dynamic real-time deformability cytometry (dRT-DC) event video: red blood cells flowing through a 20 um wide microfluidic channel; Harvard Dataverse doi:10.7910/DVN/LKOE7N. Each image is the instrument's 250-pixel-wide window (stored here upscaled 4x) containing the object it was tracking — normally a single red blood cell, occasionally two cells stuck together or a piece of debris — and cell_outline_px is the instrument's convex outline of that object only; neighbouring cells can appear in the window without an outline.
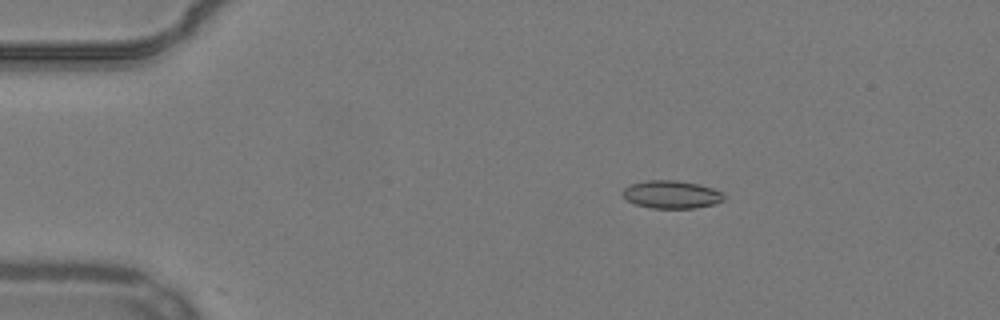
{"species": "common noctule bat (a hibernating species)", "species_latin": "Nyctalus noctula", "temperature_condition": "warm", "stored_images_in_passage": 54, "camera_frame_rate_fps": 3000, "um_per_image_px": 0.085, "animal": {"sex": "male", "body_mass_g": 19.2, "forearm_length_mm": 51.8}, "frame": {"image": 1, "passage_image": 10, "time_ms": 3.0, "image_size_px": [1000, 320], "cell_outline_px": [[724, 200], [712, 204], [696, 208], [652, 208], [636, 204], [628, 200], [620, 192], [628, 184], [648, 180], [676, 180], [696, 184], [712, 188], [724, 192]], "centroid_in_image_um": [57.06, 16.52], "position_along_channel_um": 27.9, "area_um2": 16.42}}
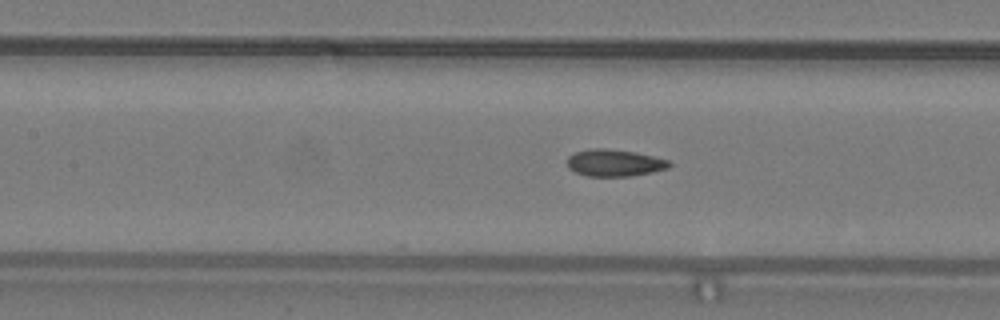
{"frame": {"image": 2, "passage_image": 25, "time_ms": 8.0, "image_size_px": [1000, 320], "cell_outline_px": [[672, 164], [668, 168], [652, 172], [628, 176], [588, 176], [576, 172], [568, 168], [568, 156], [576, 152], [588, 148], [604, 148], [636, 152], [668, 160]], "centroid_in_image_um": [52.22, 13.83], "position_along_channel_um": 155.2, "area_um2": 15.95}}
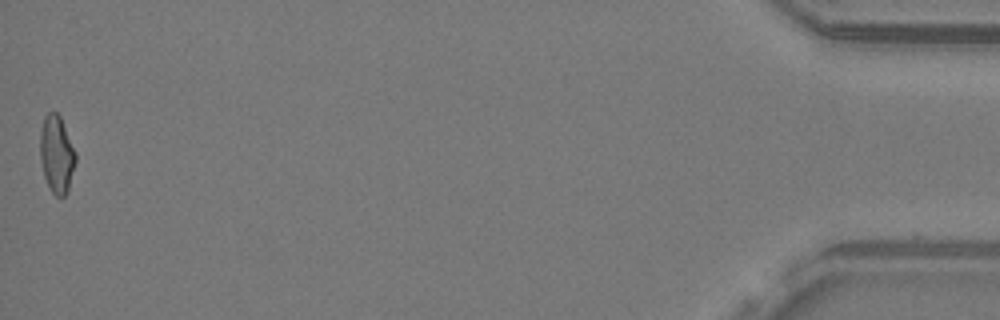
{"frame": {"image": 3, "passage_image": 54, "time_ms": 17.667, "image_size_px": [1000, 320], "cell_outline_px": [[76, 160], [68, 192], [64, 196], [56, 196], [52, 192], [44, 176], [40, 160], [40, 132], [44, 116], [48, 112], [56, 112], [60, 116], [76, 152]], "centroid_in_image_um": [4.82, 13.11], "position_along_channel_um": 430.4, "area_um2": 16.07}, "authors_computed_cell_mechanics": {"area_um2": 15.895, "velocity_mm_per_s": 3.8716, "shape_relaxation_time_tau1_ms": null, "shape_relaxation_time_tau2_ms": 1.6847, "deformation_change_tau1": null, "deformation_change_tau2": 0.0696}}